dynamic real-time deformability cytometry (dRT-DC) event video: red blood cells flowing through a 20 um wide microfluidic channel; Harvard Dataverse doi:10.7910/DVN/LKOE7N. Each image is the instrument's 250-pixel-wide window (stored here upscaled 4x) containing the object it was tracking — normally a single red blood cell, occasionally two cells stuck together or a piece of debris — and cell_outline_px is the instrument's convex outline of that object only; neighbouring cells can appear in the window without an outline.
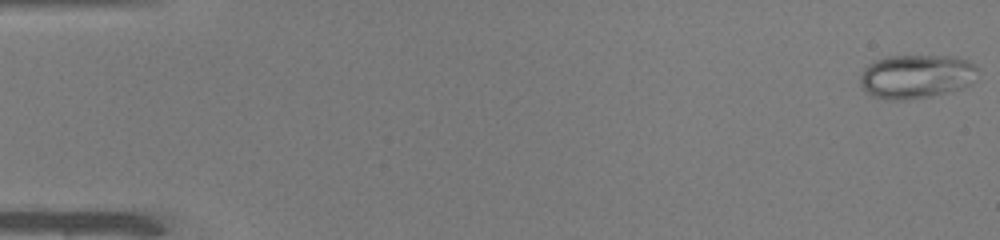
{"species": "common noctule bat (a hibernating species)", "species_latin": "Nyctalus noctula", "temperature_condition": "warm", "stored_images_in_passage": 50, "camera_frame_rate_fps": 3000, "um_per_image_px": 0.085, "animal": {"sex": "male", "body_mass_g": 19.0, "forearm_length_mm": 50.8}, "frame": {"image": 1, "passage_image": 1, "time_ms": 0.0, "image_size_px": [1000, 240], "cell_outline_px": [[976, 68], [972, 84], [960, 88], [932, 96], [908, 100], [888, 100], [872, 96], [864, 92], [860, 84], [860, 76], [864, 68], [868, 64], [876, 60], [888, 56], [952, 56], [968, 60]], "centroid_in_image_um": [77.82, 6.51], "position_along_channel_um": 7.2, "area_um2": 30.11}}
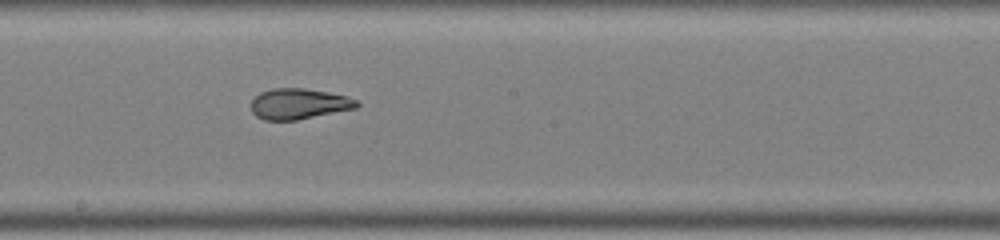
{"frame": {"image": 2, "passage_image": 28, "time_ms": 9.0, "image_size_px": [1000, 240], "cell_outline_px": [[360, 104], [356, 108], [296, 120], [264, 120], [256, 116], [252, 112], [252, 100], [260, 92], [272, 88], [304, 88], [328, 92], [348, 96], [356, 100]], "centroid_in_image_um": [25.4, 8.82], "position_along_channel_um": 222.8, "area_um2": 18.84}}
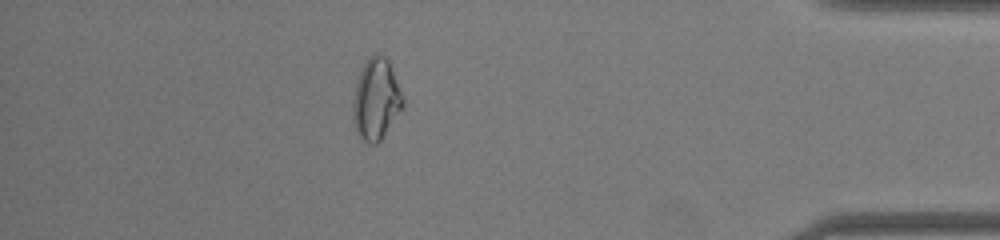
{"frame": {"image": 3, "passage_image": 44, "time_ms": 14.333, "image_size_px": [1000, 240], "cell_outline_px": [[404, 108], [380, 140], [376, 144], [368, 144], [356, 132], [352, 112], [352, 104], [356, 84], [360, 72], [368, 56], [376, 52], [380, 52], [388, 60], [404, 100]], "centroid_in_image_um": [31.97, 8.43], "position_along_channel_um": 403.2, "area_um2": 23.64}, "authors_computed_cell_mechanics": {"area_um2": 22.5131, "velocity_mm_per_s": 4.1089, "shape_relaxation_time_tau1_ms": null, "shape_relaxation_time_tau2_ms": 1.0842, "deformation_change_tau1": null, "deformation_change_tau2": 0.0473}}